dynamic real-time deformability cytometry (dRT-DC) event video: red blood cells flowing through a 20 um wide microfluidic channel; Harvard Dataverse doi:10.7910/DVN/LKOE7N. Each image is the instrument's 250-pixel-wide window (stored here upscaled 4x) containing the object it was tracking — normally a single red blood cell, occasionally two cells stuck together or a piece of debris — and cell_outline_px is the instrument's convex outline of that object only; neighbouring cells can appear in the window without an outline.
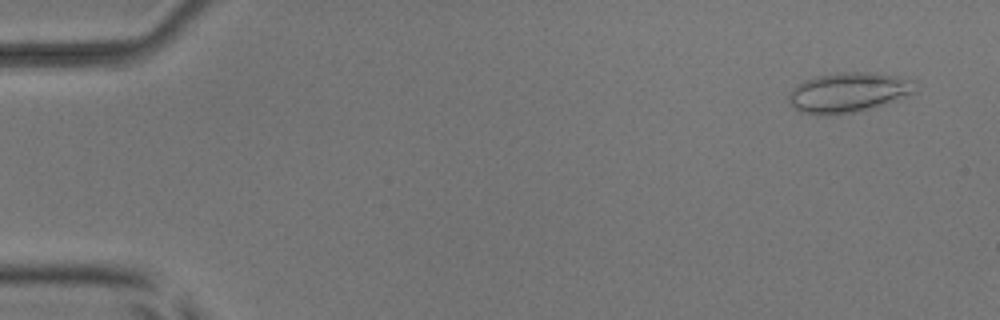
{"species": "common noctule bat (a hibernating species)", "species_latin": "Nyctalus noctula", "temperature_condition": "room temperature", "stored_images_in_passage": 14, "camera_frame_rate_fps": 3000, "um_per_image_px": 0.085, "animal": {"sex": "male", "body_mass_g": 17.9, "forearm_length_mm": 54.2}, "frame": {"image": 1, "passage_image": 3, "time_ms": 0.667, "image_size_px": [1000, 320], "cell_outline_px": [[916, 92], [868, 108], [852, 112], [820, 116], [804, 112], [792, 108], [788, 100], [788, 96], [792, 88], [804, 80], [816, 76], [840, 72], [872, 72], [896, 76], [916, 80]], "centroid_in_image_um": [72.07, 7.84], "position_along_channel_um": 12.9, "area_um2": 29.19}}